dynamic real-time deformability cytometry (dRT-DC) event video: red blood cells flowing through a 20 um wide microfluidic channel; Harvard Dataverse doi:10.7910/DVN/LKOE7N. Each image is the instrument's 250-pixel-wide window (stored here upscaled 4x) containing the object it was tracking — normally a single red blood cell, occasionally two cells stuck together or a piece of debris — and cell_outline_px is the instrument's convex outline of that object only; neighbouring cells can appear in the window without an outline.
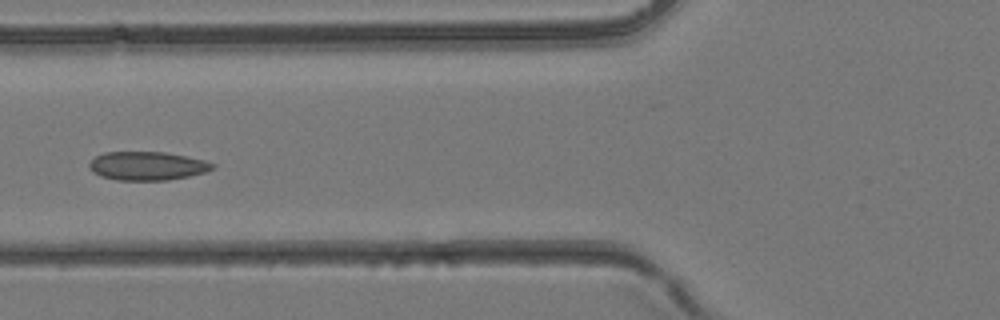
{"species": "common noctule bat (a hibernating species)", "species_latin": "Nyctalus noctula", "temperature_condition": "room temperature", "stored_images_in_passage": 5, "camera_frame_rate_fps": 3000, "um_per_image_px": 0.085, "animal": {"sex": "female", "body_mass_g": 24.6, "forearm_length_mm": 56.2}, "frame": {"image": 1, "passage_image": 5, "time_ms": 1.333, "image_size_px": [1000, 320], "cell_outline_px": [[216, 168], [204, 172], [188, 176], [168, 180], [116, 180], [100, 176], [88, 168], [88, 164], [96, 156], [104, 152], [164, 152], [204, 160], [216, 164]], "centroid_in_image_um": [12.51, 14.1], "position_along_channel_um": 113.3, "area_um2": 20.52}}